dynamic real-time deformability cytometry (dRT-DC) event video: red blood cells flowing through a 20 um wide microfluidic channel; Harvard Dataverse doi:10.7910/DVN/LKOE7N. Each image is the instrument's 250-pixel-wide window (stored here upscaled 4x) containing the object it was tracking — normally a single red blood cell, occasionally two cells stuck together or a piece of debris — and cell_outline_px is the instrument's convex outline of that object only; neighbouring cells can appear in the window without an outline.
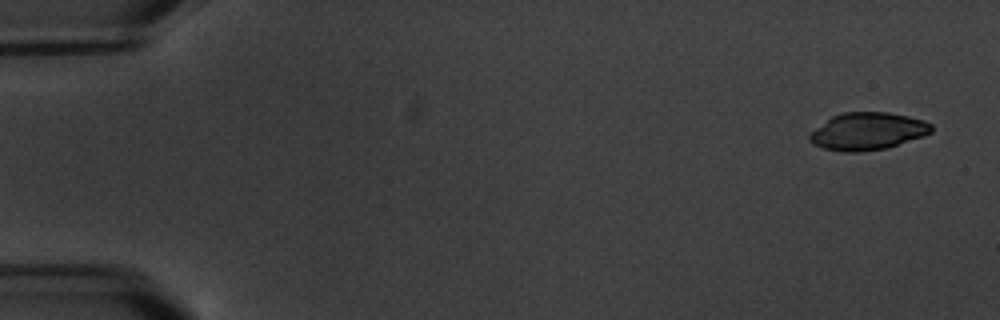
{"species": "common noctule bat (a hibernating species)", "species_latin": "Nyctalus noctula", "temperature_condition": "warm", "stored_images_in_passage": 17, "camera_frame_rate_fps": 3000, "um_per_image_px": 0.085, "animal": {"sex": "male", "body_mass_g": 20.1, "forearm_length_mm": 53.5}, "frame": {"image": 1, "passage_image": 1, "time_ms": 0.0, "image_size_px": [1000, 320], "cell_outline_px": [[932, 132], [924, 136], [888, 148], [860, 152], [844, 152], [824, 148], [812, 144], [808, 140], [808, 136], [816, 128], [832, 116], [844, 112], [888, 112], [908, 116], [924, 120], [932, 124]], "centroid_in_image_um": [73.77, 11.16], "position_along_channel_um": 11.2, "area_um2": 26.65}}
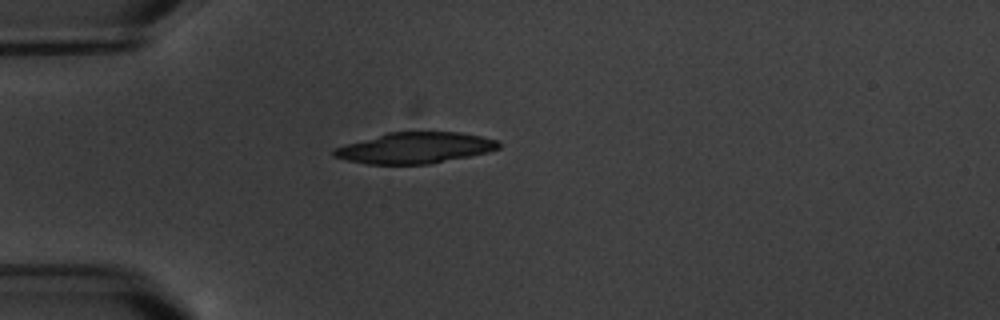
{"frame": {"image": 2, "passage_image": 5, "time_ms": 4.667, "image_size_px": [1000, 320], "cell_outline_px": [[500, 148], [488, 152], [428, 164], [368, 164], [348, 160], [332, 156], [332, 148], [388, 132], [460, 132], [480, 136], [496, 140], [500, 144]], "centroid_in_image_um": [35.25, 12.57], "position_along_channel_um": 49.8, "area_um2": 29.54}}
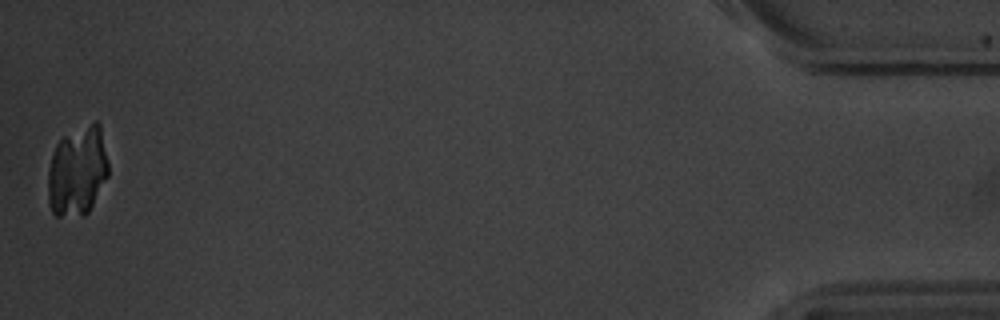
{"frame": {"image": 3, "passage_image": 17, "time_ms": 18.667, "image_size_px": [1000, 320], "cell_outline_px": [[108, 176], [88, 212], [84, 216], [56, 216], [52, 212], [48, 200], [48, 168], [56, 144], [64, 136], [96, 120], [100, 124], [108, 164]], "centroid_in_image_um": [6.58, 14.56], "position_along_channel_um": 428.6, "area_um2": 31.5}}